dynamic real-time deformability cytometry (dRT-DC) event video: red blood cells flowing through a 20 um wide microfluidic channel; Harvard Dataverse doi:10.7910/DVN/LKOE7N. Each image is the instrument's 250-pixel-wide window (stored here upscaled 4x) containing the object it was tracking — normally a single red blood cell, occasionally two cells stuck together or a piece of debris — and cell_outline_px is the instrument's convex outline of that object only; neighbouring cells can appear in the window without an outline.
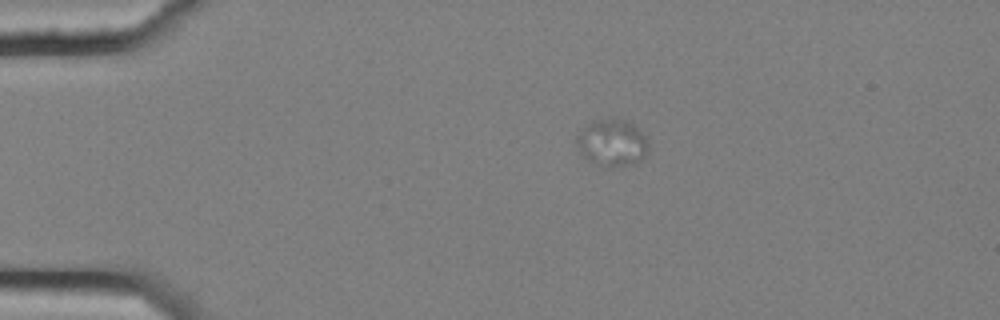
{"species": "common noctule bat (a hibernating species)", "species_latin": "Nyctalus noctula", "temperature_condition": "cold", "stored_images_in_passage": 7, "camera_frame_rate_fps": 3000, "um_per_image_px": 0.085, "animal": {"sex": "female", "body_mass_g": 25.1}, "frame": {"image": 1, "passage_image": 1, "time_ms": 0.0, "image_size_px": [1000, 320], "cell_outline_px": [[648, 152], [640, 160], [632, 164], [608, 168], [588, 160], [584, 156], [576, 144], [576, 136], [588, 124], [612, 116], [616, 116], [632, 124], [644, 136], [648, 144]], "centroid_in_image_um": [52.03, 12.13], "position_along_channel_um": 33.0, "area_um2": 19.48}}
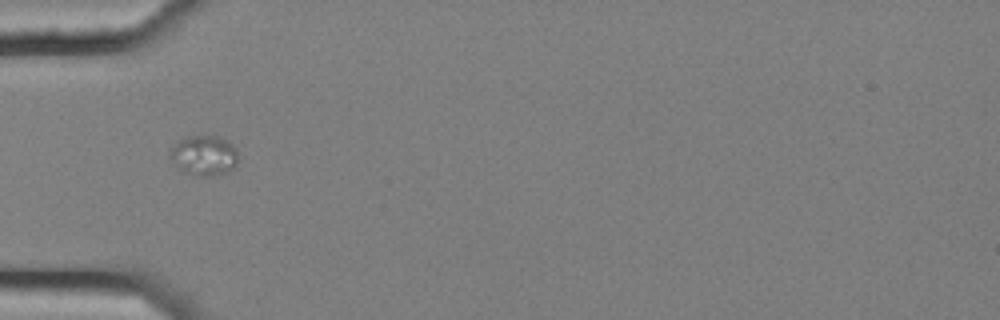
{"frame": {"image": 2, "passage_image": 3, "time_ms": 0.667, "image_size_px": [1000, 320], "cell_outline_px": [[236, 164], [224, 176], [196, 176], [184, 172], [176, 168], [168, 156], [168, 148], [184, 136], [220, 136], [232, 144], [236, 152]], "centroid_in_image_um": [17.27, 13.23], "position_along_channel_um": 67.7, "area_um2": 16.42}}